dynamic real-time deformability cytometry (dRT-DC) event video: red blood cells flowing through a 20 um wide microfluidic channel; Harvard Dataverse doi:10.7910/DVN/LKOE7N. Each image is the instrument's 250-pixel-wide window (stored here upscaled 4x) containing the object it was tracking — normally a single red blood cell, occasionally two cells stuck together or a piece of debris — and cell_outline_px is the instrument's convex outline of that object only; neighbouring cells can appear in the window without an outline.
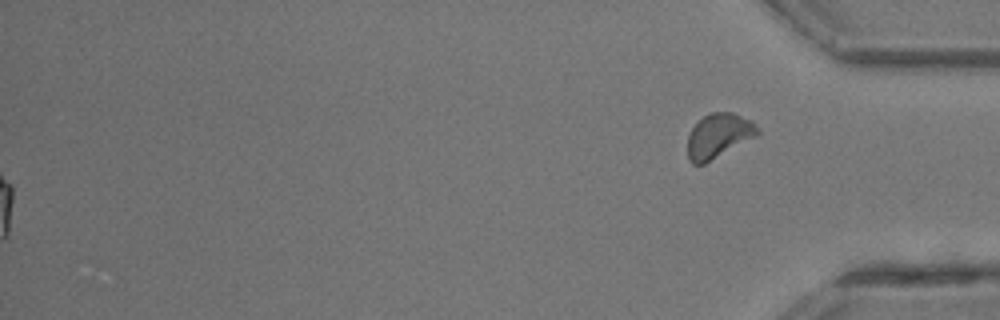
{"species": "common noctule bat (a hibernating species)", "species_latin": "Nyctalus noctula", "temperature_condition": "room temperature", "stored_images_in_passage": 29, "segment_of_instrument_passage": [2, 2], "camera_frame_rate_fps": 3000, "um_per_image_px": 0.085, "animal": {"sex": "male", "body_mass_g": 13.3}, "frame": {"image": 1, "passage_image": 29, "time_ms": 9.333, "image_size_px": [1000, 320], "cell_outline_px": [[760, 132], [756, 136], [704, 164], [692, 164], [688, 160], [688, 136], [692, 128], [708, 112], [732, 112], [752, 120]], "centroid_in_image_um": [61.07, 11.53], "position_along_channel_um": 374.1, "area_um2": 17.98}}